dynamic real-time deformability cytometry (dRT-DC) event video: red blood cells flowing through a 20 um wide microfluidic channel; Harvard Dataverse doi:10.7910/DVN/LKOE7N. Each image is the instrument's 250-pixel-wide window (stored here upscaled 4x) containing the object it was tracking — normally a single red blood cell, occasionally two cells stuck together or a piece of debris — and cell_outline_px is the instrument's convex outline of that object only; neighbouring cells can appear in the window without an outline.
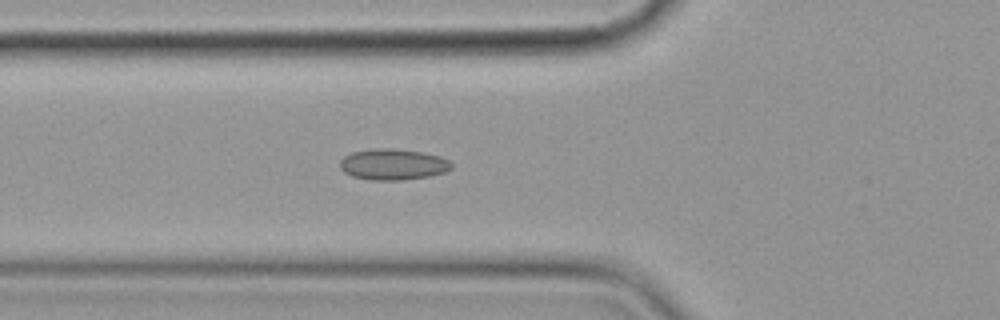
{"species": "common noctule bat (a hibernating species)", "species_latin": "Nyctalus noctula", "temperature_condition": "cold", "stored_images_in_passage": 6, "camera_frame_rate_fps": 3000, "um_per_image_px": 0.085, "animal": {"sex": "female", "body_mass_g": 19.9}, "frame": {"image": 1, "passage_image": 6, "time_ms": 6.0, "image_size_px": [1000, 320], "cell_outline_px": [[452, 168], [444, 172], [432, 176], [404, 180], [368, 180], [352, 176], [344, 172], [340, 168], [340, 160], [344, 156], [352, 152], [376, 148], [392, 148], [420, 152], [440, 156], [448, 160], [452, 164]], "centroid_in_image_um": [33.4, 13.98], "position_along_channel_um": 92.4, "area_um2": 20.29}}